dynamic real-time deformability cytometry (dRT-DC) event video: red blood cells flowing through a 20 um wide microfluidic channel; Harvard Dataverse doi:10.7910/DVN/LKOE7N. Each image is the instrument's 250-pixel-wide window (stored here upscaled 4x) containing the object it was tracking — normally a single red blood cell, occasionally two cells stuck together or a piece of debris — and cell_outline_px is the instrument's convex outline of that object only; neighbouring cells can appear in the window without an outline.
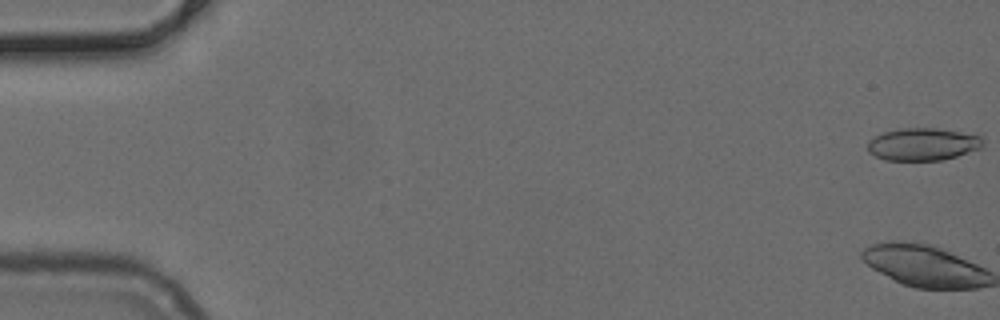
{"species": "common noctule bat (a hibernating species)", "species_latin": "Nyctalus noctula", "temperature_condition": "cold", "stored_images_in_passage": 11, "camera_frame_rate_fps": 3000, "um_per_image_px": 0.085, "animal": {"sex": "female", "body_mass_g": 24.6, "forearm_length_mm": 56.2}, "frame": {"image": 1, "passage_image": 1, "time_ms": 0.0, "image_size_px": [1000, 320], "cell_outline_px": [[984, 144], [980, 148], [956, 156], [940, 160], [884, 160], [868, 152], [868, 140], [884, 132], [900, 128], [936, 128], [984, 136]], "centroid_in_image_um": [78.45, 12.25], "position_along_channel_um": 6.6, "area_um2": 21.79}}